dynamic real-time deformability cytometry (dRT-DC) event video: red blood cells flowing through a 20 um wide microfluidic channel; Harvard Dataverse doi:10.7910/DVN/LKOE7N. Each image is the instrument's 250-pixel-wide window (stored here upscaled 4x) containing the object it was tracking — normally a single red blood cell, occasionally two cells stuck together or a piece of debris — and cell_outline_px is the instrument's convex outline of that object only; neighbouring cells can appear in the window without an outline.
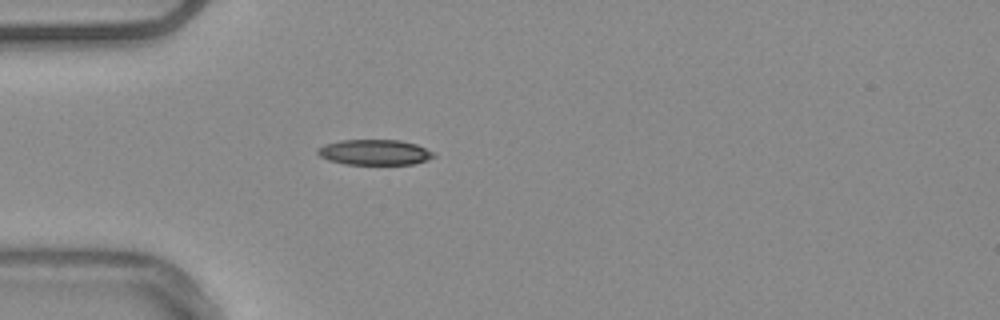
{"species": "common noctule bat (a hibernating species)", "species_latin": "Nyctalus noctula", "temperature_condition": "warm", "stored_images_in_passage": 39, "camera_frame_rate_fps": 3000, "um_per_image_px": 0.085, "animal": {"sex": "male", "body_mass_g": 20.4}, "frame": {"image": 1, "passage_image": 1, "time_ms": 0.0, "image_size_px": [1000, 320], "cell_outline_px": [[436, 156], [428, 160], [412, 164], [344, 164], [328, 160], [320, 156], [316, 152], [316, 148], [324, 144], [340, 140], [400, 140], [416, 144], [432, 152]], "centroid_in_image_um": [31.8, 12.94], "position_along_channel_um": 53.2, "area_um2": 17.22}}
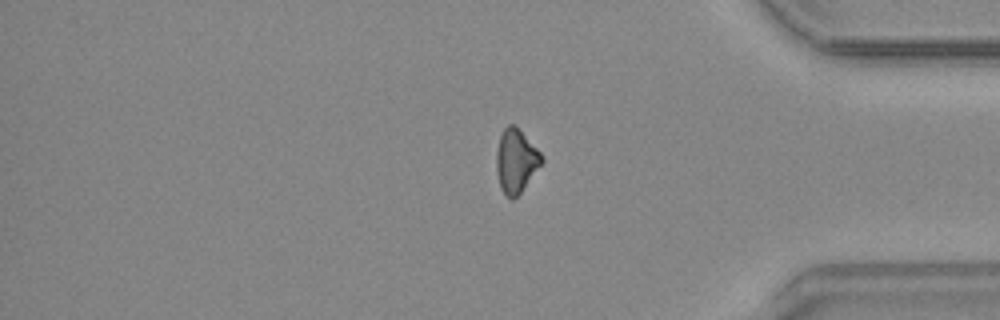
{"frame": {"image": 2, "passage_image": 30, "time_ms": 9.667, "image_size_px": [1000, 320], "cell_outline_px": [[544, 160], [520, 192], [512, 200], [500, 188], [496, 172], [496, 152], [500, 136], [504, 128], [508, 124], [512, 124], [544, 156]], "centroid_in_image_um": [43.83, 13.69], "position_along_channel_um": 391.4, "area_um2": 16.3}}
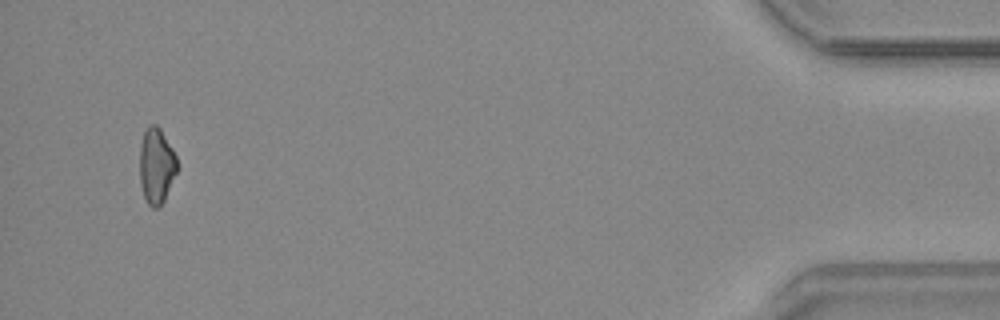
{"frame": {"image": 3, "passage_image": 37, "time_ms": 12.0, "image_size_px": [1000, 320], "cell_outline_px": [[176, 172], [164, 200], [156, 208], [152, 208], [148, 204], [144, 196], [140, 184], [140, 144], [144, 132], [148, 124], [156, 124], [160, 128], [172, 148], [176, 156]], "centroid_in_image_um": [13.27, 14.06], "position_along_channel_um": 421.9, "area_um2": 16.3}}